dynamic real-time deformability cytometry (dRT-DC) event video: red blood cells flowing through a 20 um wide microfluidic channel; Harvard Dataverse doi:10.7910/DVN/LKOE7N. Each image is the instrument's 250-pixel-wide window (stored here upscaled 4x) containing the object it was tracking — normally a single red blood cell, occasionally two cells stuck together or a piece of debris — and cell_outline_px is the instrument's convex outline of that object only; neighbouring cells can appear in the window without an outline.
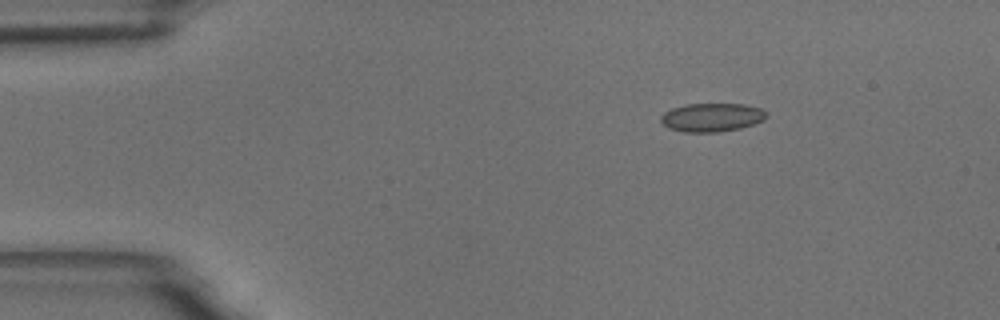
{"species": "common noctule bat (a hibernating species)", "species_latin": "Nyctalus noctula", "temperature_condition": "room temperature", "stored_images_in_passage": 48, "camera_frame_rate_fps": 3000, "um_per_image_px": 0.085, "animal": {"sex": "male", "body_mass_g": 18.8}, "frame": {"image": 1, "passage_image": 1, "time_ms": 0.0, "image_size_px": [1000, 320], "cell_outline_px": [[768, 116], [764, 120], [740, 128], [716, 132], [684, 132], [668, 128], [660, 120], [660, 116], [664, 112], [672, 108], [684, 104], [744, 104], [764, 108], [768, 112]], "centroid_in_image_um": [60.53, 9.96], "position_along_channel_um": 24.5, "area_um2": 17.74}}
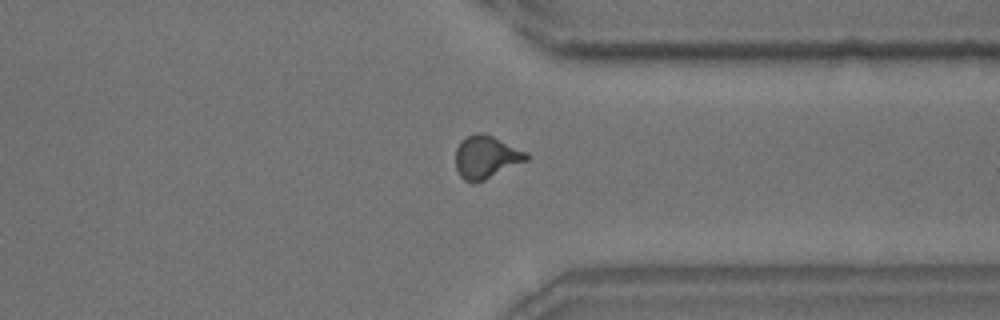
{"frame": {"image": 2, "passage_image": 35, "time_ms": 11.333, "image_size_px": [1000, 320], "cell_outline_px": [[528, 160], [484, 180], [464, 180], [460, 176], [456, 168], [456, 148], [460, 140], [464, 136], [480, 132], [484, 132], [528, 152]], "centroid_in_image_um": [41.32, 13.3], "position_along_channel_um": 370.1, "area_um2": 17.57}}
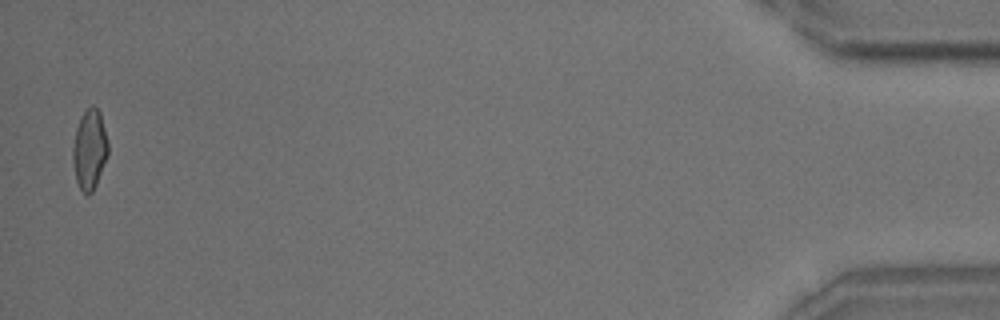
{"frame": {"image": 3, "passage_image": 47, "time_ms": 15.333, "image_size_px": [1000, 320], "cell_outline_px": [[108, 152], [96, 184], [92, 192], [88, 196], [80, 188], [76, 180], [72, 160], [72, 148], [76, 128], [80, 116], [92, 104], [100, 112], [108, 140]], "centroid_in_image_um": [7.6, 12.68], "position_along_channel_um": 427.6, "area_um2": 16.36}, "authors_computed_cell_mechanics": {"area_um2": 17.0221, "velocity_mm_per_s": 3.6577, "shape_relaxation_time_tau1_ms": 4.2307, "shape_relaxation_time_tau2_ms": 0.9602, "deformation_change_tau1": 0.1241, "deformation_change_tau2": 0.0757}}